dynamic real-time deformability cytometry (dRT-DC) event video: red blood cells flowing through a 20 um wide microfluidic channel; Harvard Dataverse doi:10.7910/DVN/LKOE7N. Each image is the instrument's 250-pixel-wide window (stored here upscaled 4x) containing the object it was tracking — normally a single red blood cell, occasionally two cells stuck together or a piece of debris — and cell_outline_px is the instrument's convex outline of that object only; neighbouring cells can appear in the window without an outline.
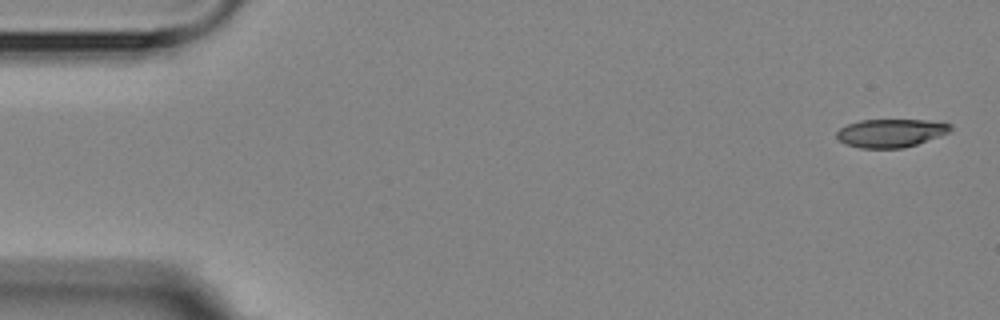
{"species": "Egyptian fruit bat (a non-hibernating species)", "species_latin": "Rousettus aegyptiacus", "temperature_condition": "room temperature", "stored_images_in_passage": 5, "camera_frame_rate_fps": 3000, "um_per_image_px": 0.085, "animal": {"sex": "female"}, "frame": {"image": 1, "passage_image": 1, "time_ms": 0.0, "image_size_px": [1000, 320], "cell_outline_px": [[952, 128], [948, 132], [916, 144], [904, 148], [860, 148], [844, 144], [836, 136], [836, 132], [840, 128], [848, 124], [860, 120], [924, 120], [952, 124]], "centroid_in_image_um": [75.67, 11.31], "position_along_channel_um": 9.3, "area_um2": 18.55}}